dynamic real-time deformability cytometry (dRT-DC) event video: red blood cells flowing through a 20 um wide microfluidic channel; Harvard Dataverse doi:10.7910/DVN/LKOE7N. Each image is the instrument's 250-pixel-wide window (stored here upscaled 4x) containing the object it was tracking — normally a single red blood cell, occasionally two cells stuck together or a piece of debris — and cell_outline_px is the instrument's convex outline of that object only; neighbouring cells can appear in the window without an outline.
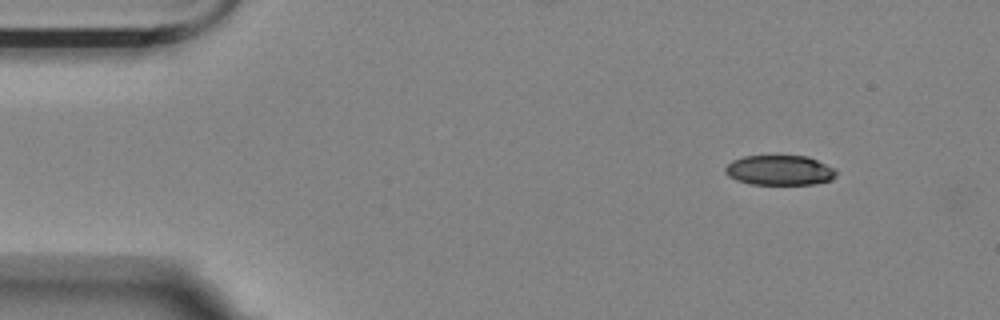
{"species": "Egyptian fruit bat (a non-hibernating species)", "species_latin": "Rousettus aegyptiacus", "temperature_condition": "room temperature", "stored_images_in_passage": 22, "camera_frame_rate_fps": 3000, "um_per_image_px": 0.085, "animal": {"sex": "female"}, "frame": {"image": 1, "passage_image": 1, "time_ms": 0.0, "image_size_px": [1000, 320], "cell_outline_px": [[836, 176], [828, 180], [812, 184], [748, 184], [736, 180], [728, 176], [724, 172], [724, 168], [732, 160], [744, 156], [808, 156], [836, 168]], "centroid_in_image_um": [66.24, 14.47], "position_along_channel_um": 18.8, "area_um2": 19.42}}
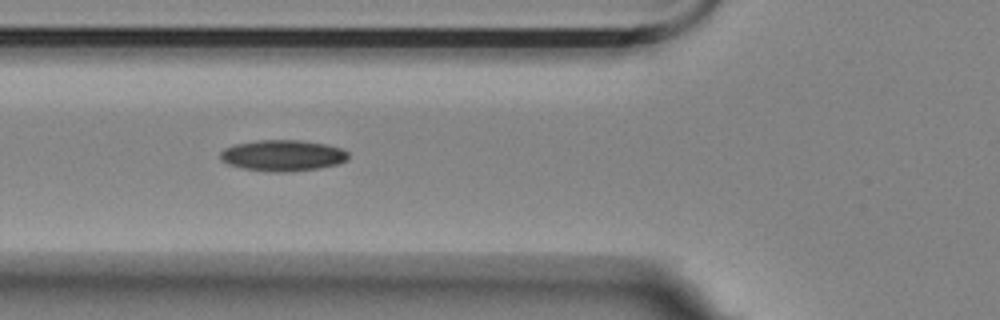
{"frame": {"image": 2, "passage_image": 15, "time_ms": 4.667, "image_size_px": [1000, 320], "cell_outline_px": [[348, 160], [336, 164], [316, 168], [280, 172], [272, 172], [244, 168], [228, 164], [220, 160], [220, 152], [224, 148], [232, 144], [256, 140], [300, 140], [324, 144], [340, 148], [348, 152]], "centroid_in_image_um": [23.98, 13.2], "position_along_channel_um": 101.8, "area_um2": 23.06}}
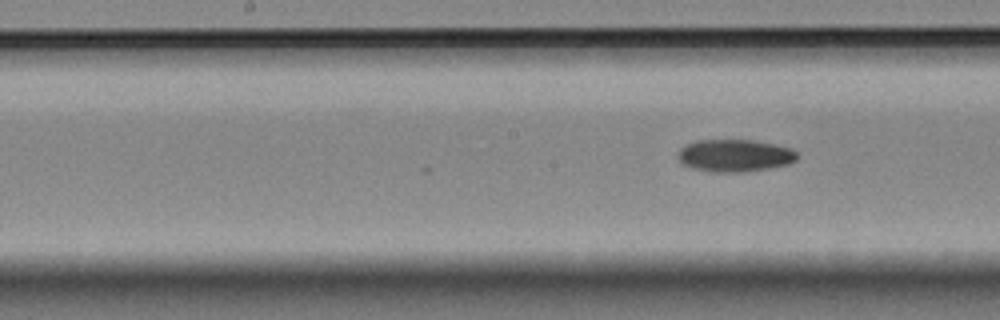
{"frame": {"image": 3, "passage_image": 22, "time_ms": 7.0, "image_size_px": [1000, 320], "cell_outline_px": [[796, 160], [788, 164], [768, 168], [744, 172], [712, 172], [692, 168], [680, 164], [676, 156], [676, 152], [684, 144], [696, 140], [752, 140], [792, 148], [796, 152]], "centroid_in_image_um": [62.36, 13.22], "position_along_channel_um": 185.8, "area_um2": 22.72}}